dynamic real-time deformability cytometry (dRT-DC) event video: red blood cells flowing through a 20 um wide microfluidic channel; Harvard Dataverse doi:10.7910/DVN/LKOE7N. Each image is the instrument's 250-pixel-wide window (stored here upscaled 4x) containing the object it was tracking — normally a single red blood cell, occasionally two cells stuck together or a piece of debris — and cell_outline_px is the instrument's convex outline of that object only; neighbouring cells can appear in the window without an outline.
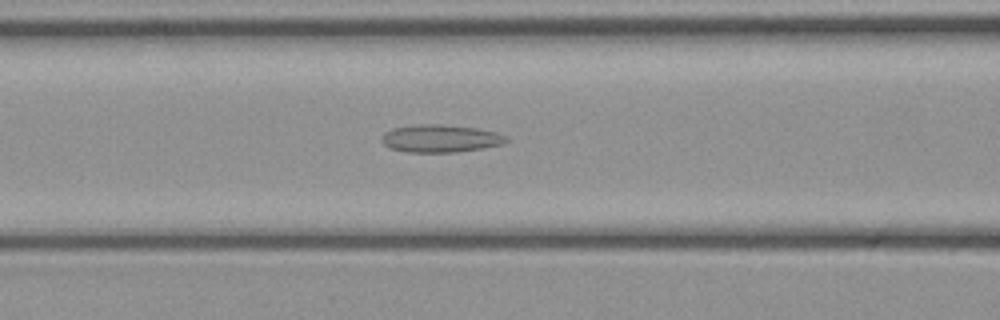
{"species": "common noctule bat (a hibernating species)", "species_latin": "Nyctalus noctula", "temperature_condition": "cold", "stored_images_in_passage": 32, "camera_frame_rate_fps": 3000, "um_per_image_px": 0.085, "animal": {"sex": "female", "body_mass_g": 21.9}, "frame": {"image": 1, "passage_image": 10, "time_ms": 3.0, "image_size_px": [1000, 320], "cell_outline_px": [[508, 140], [504, 144], [456, 152], [404, 152], [388, 148], [380, 140], [380, 136], [384, 132], [392, 128], [416, 124], [440, 124], [476, 128], [496, 132], [508, 136]], "centroid_in_image_um": [37.38, 11.77], "position_along_channel_um": 129.2, "area_um2": 20.29}}
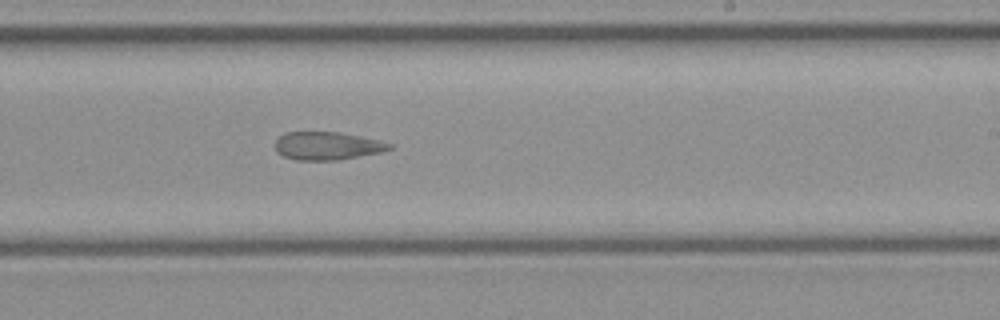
{"frame": {"image": 2, "passage_image": 19, "time_ms": 6.0, "image_size_px": [1000, 320], "cell_outline_px": [[392, 148], [380, 152], [340, 160], [296, 160], [284, 156], [276, 152], [276, 140], [284, 132], [340, 132], [380, 140], [392, 144]], "centroid_in_image_um": [27.81, 12.39], "position_along_channel_um": 261.2, "area_um2": 18.67}}
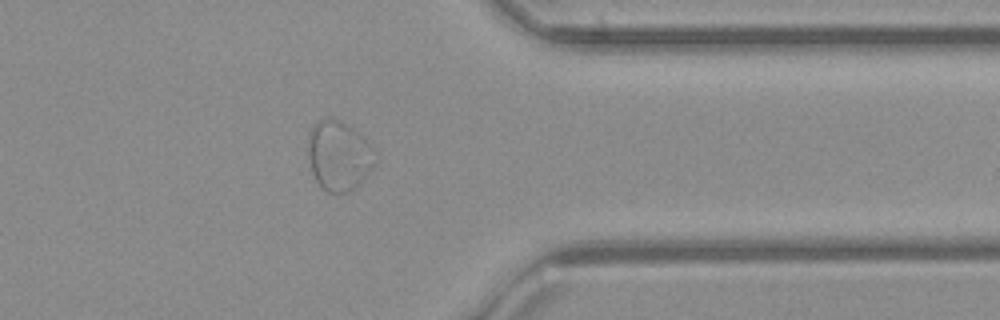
{"frame": {"image": 3, "passage_image": 28, "time_ms": 9.0, "image_size_px": [1000, 320], "cell_outline_px": [[376, 164], [360, 184], [348, 192], [328, 192], [320, 188], [312, 172], [308, 156], [308, 132], [312, 124], [324, 116], [332, 116], [344, 120], [360, 132], [372, 144], [376, 160]], "centroid_in_image_um": [28.81, 13.16], "position_along_channel_um": 382.6, "area_um2": 28.32}}